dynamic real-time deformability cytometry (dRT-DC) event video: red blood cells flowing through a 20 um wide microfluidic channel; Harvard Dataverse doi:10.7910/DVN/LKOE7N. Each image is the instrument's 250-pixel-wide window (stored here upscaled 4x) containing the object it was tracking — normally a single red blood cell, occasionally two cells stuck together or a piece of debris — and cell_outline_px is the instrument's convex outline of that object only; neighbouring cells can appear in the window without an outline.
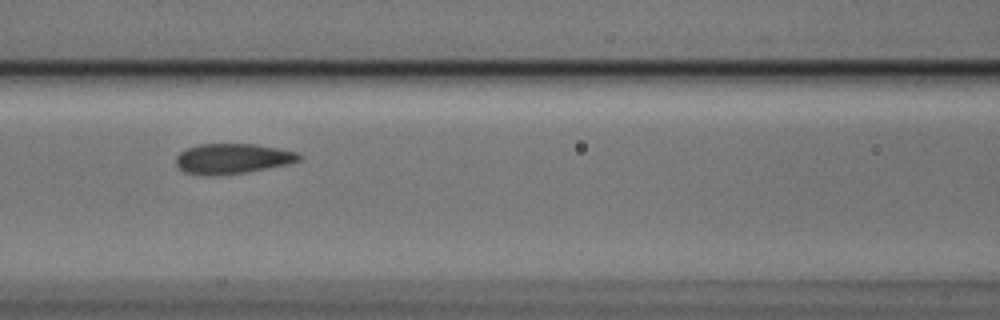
{"species": "Egyptian fruit bat (a non-hibernating species)", "species_latin": "Rousettus aegyptiacus", "temperature_condition": "cold", "stored_images_in_passage": 6, "camera_frame_rate_fps": 3000, "um_per_image_px": 0.085, "animal": {"sex": "male"}, "frame": {"image": 1, "passage_image": 3, "time_ms": 0.667, "image_size_px": [1000, 320], "cell_outline_px": [[304, 156], [300, 160], [288, 164], [248, 172], [220, 176], [208, 176], [184, 172], [176, 164], [176, 156], [180, 152], [188, 148], [200, 144], [256, 144], [296, 152]], "centroid_in_image_um": [19.76, 13.5], "position_along_channel_um": 146.8, "area_um2": 21.79}}
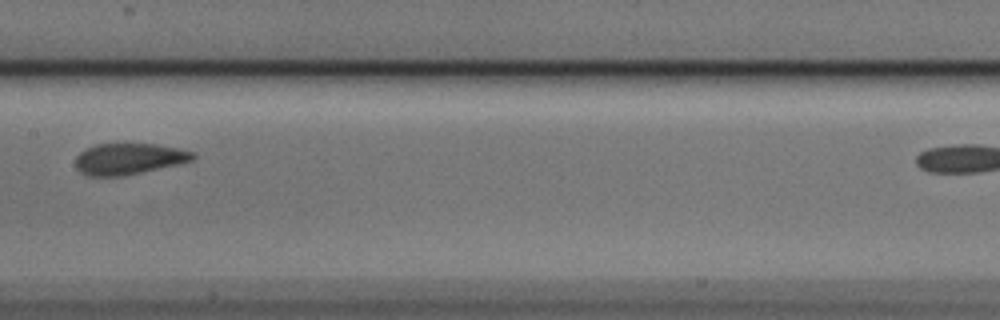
{"frame": {"image": 2, "passage_image": 4, "time_ms": 1.0, "image_size_px": [1000, 320], "cell_outline_px": [[196, 156], [192, 160], [176, 164], [140, 172], [120, 176], [88, 176], [80, 172], [76, 168], [76, 156], [80, 152], [96, 144], [156, 144], [196, 152]], "centroid_in_image_um": [10.92, 13.5], "position_along_channel_um": 196.5, "area_um2": 21.04}}
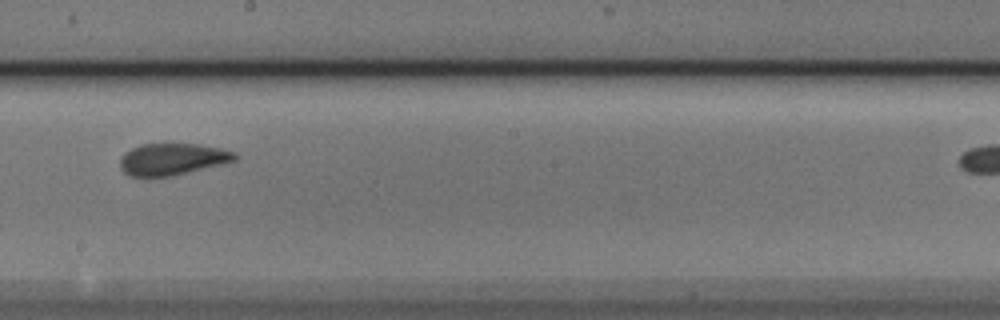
{"frame": {"image": 3, "passage_image": 5, "time_ms": 1.333, "image_size_px": [1000, 320], "cell_outline_px": [[240, 156], [236, 160], [224, 164], [172, 176], [132, 176], [124, 172], [120, 168], [120, 156], [124, 152], [140, 144], [200, 144], [220, 148], [236, 152]], "centroid_in_image_um": [14.68, 13.52], "position_along_channel_um": 233.5, "area_um2": 21.44}}